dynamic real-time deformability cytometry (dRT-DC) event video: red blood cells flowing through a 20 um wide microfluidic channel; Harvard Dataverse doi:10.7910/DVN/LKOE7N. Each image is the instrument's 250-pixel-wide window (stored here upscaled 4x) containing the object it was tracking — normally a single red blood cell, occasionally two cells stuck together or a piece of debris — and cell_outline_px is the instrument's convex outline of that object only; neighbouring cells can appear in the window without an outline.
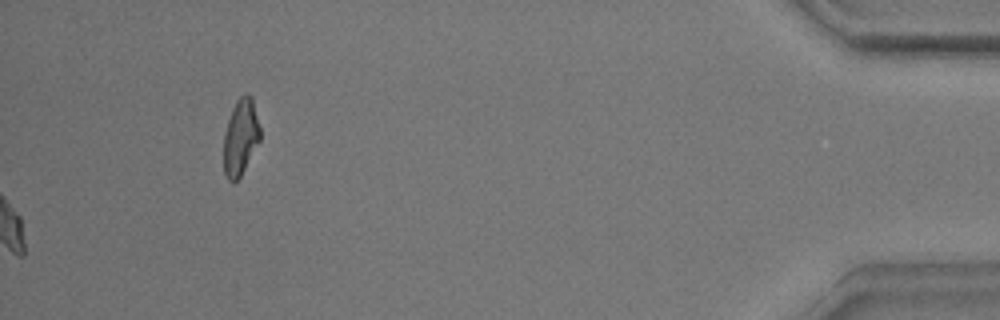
{"species": "common noctule bat (a hibernating species)", "species_latin": "Nyctalus noctula", "temperature_condition": "warm", "stored_images_in_passage": 58, "camera_frame_rate_fps": 3000, "um_per_image_px": 0.085, "animal": {"sex": "male", "body_mass_g": 17.9}, "frame": {"image": 1, "passage_image": 58, "time_ms": 19.0, "image_size_px": [1000, 320], "cell_outline_px": [[260, 140], [240, 176], [232, 184], [228, 180], [224, 172], [224, 132], [232, 108], [236, 100], [240, 96], [248, 92], [252, 96], [260, 128]], "centroid_in_image_um": [20.44, 11.63], "position_along_channel_um": 414.8, "area_um2": 16.18}, "authors_computed_cell_mechanics": {"area_um2": 16.6753, "velocity_mm_per_s": 3.5384, "shape_relaxation_time_tau1_ms": 5.4997, "shape_relaxation_time_tau2_ms": 2.3441, "deformation_change_tau1": 0.1339, "deformation_change_tau2": 0.0702}}